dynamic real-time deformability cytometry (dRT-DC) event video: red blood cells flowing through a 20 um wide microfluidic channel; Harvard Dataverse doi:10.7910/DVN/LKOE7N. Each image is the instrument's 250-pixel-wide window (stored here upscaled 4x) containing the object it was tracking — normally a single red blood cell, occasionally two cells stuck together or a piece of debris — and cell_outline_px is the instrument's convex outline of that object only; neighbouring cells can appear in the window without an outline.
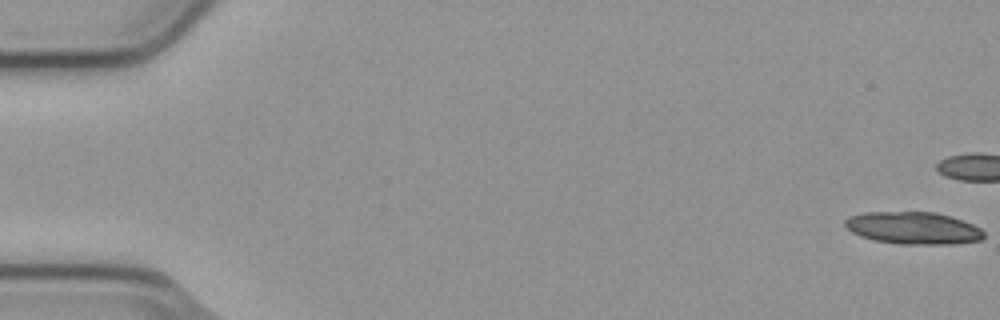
{"species": "common noctule bat (a hibernating species)", "species_latin": "Nyctalus noctula", "temperature_condition": "cold", "stored_images_in_passage": 7, "camera_frame_rate_fps": 3000, "um_per_image_px": 0.085, "animal": {"sex": "male", "body_mass_g": 23.1, "forearm_length_mm": 52.7}, "frame": {"image": 1, "passage_image": 1, "time_ms": 0.0, "image_size_px": [1000, 320], "cell_outline_px": [[984, 236], [980, 240], [956, 244], [900, 244], [876, 240], [860, 236], [852, 232], [844, 224], [844, 220], [848, 216], [868, 212], [936, 212], [972, 224], [980, 228], [984, 232]], "centroid_in_image_um": [77.62, 19.38], "position_along_channel_um": 7.4, "area_um2": 25.95}}